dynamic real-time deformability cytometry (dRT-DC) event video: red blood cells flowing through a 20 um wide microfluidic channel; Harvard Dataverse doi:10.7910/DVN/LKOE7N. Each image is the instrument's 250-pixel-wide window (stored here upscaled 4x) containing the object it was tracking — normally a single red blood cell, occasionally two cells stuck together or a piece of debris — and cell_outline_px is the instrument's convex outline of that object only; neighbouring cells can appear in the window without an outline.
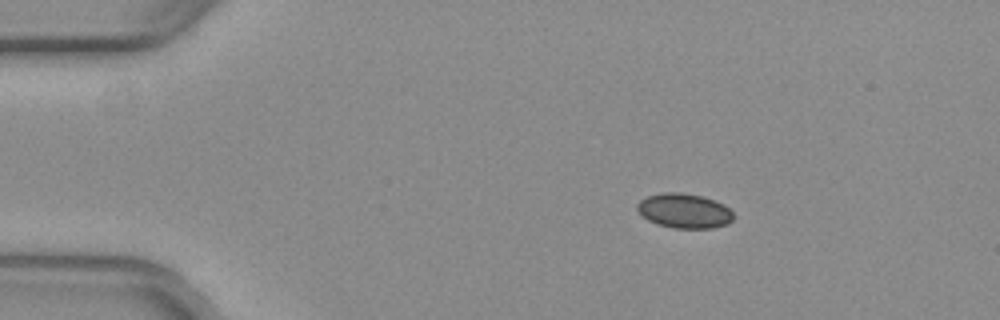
{"species": "common noctule bat (a hibernating species)", "species_latin": "Nyctalus noctula", "temperature_condition": "warm", "stored_images_in_passage": 1, "camera_frame_rate_fps": 3000, "um_per_image_px": 0.085, "animal": {"sex": "female", "body_mass_g": 29.2, "forearm_length_mm": 56.3}, "frame": {"image": 1, "passage_image": 1, "time_ms": 0.0, "image_size_px": [1000, 320], "cell_outline_px": [[728, 220], [716, 224], [668, 224], [656, 220], [648, 216], [656, 196], [692, 196], [708, 200], [724, 208], [728, 212]], "centroid_in_image_um": [58.4, 17.92], "position_along_channel_um": 26.6, "area_um2": 13.35}}